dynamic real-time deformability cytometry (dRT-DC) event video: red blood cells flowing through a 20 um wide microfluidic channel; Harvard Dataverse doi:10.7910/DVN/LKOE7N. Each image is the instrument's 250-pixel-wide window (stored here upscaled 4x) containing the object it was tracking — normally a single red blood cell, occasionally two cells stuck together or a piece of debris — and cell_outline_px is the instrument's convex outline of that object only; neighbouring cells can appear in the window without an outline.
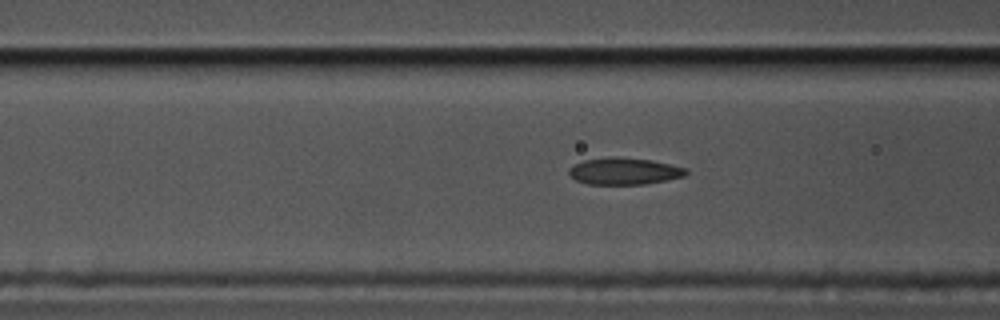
{"species": "common noctule bat (a hibernating species)", "species_latin": "Nyctalus noctula", "temperature_condition": "cold", "stored_images_in_passage": 45, "camera_frame_rate_fps": 3000, "um_per_image_px": 0.085, "animal": {"sex": "male", "body_mass_g": 17.5, "forearm_length_mm": 52.3}, "frame": {"image": 1, "passage_image": 8, "time_ms": 2.333, "image_size_px": [1000, 320], "cell_outline_px": [[688, 172], [684, 176], [644, 184], [588, 184], [576, 180], [568, 172], [568, 168], [584, 160], [608, 156], [616, 156], [652, 160], [684, 168]], "centroid_in_image_um": [53.01, 14.54], "position_along_channel_um": 113.6, "area_um2": 18.15}}
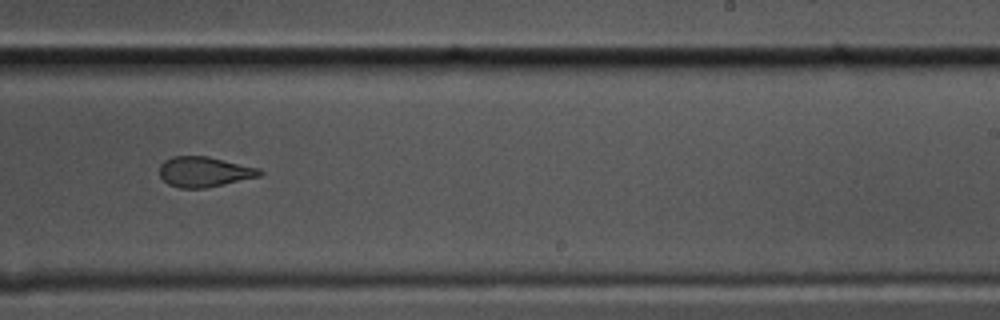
{"frame": {"image": 2, "passage_image": 22, "time_ms": 7.0, "image_size_px": [1000, 320], "cell_outline_px": [[264, 172], [260, 176], [224, 184], [204, 188], [180, 188], [168, 184], [160, 176], [160, 164], [164, 160], [172, 156], [208, 156], [260, 168]], "centroid_in_image_um": [17.36, 14.59], "position_along_channel_um": 271.6, "area_um2": 17.69}}
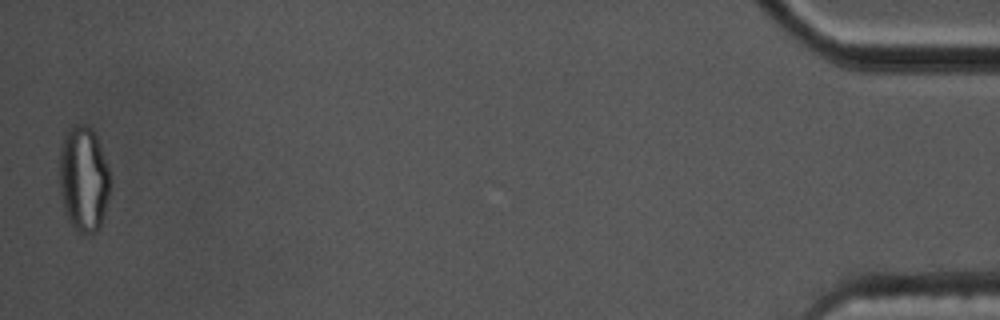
{"frame": {"image": 3, "passage_image": 44, "time_ms": 14.333, "image_size_px": [1000, 320], "cell_outline_px": [[108, 196], [100, 228], [96, 232], [76, 232], [72, 228], [68, 220], [64, 208], [60, 192], [60, 148], [64, 132], [76, 124], [84, 124], [92, 128], [96, 136], [108, 168]], "centroid_in_image_um": [7.07, 15.2], "position_along_channel_um": 428.1, "area_um2": 30.92}, "authors_computed_cell_mechanics": {"area_um2": 18.496, "velocity_mm_per_s": 3.3913, "shape_relaxation_time_tau1_ms": 7.092, "shape_relaxation_time_tau2_ms": 2.1706, "deformation_change_tau1": 0.2052, "deformation_change_tau2": 0.0893}}